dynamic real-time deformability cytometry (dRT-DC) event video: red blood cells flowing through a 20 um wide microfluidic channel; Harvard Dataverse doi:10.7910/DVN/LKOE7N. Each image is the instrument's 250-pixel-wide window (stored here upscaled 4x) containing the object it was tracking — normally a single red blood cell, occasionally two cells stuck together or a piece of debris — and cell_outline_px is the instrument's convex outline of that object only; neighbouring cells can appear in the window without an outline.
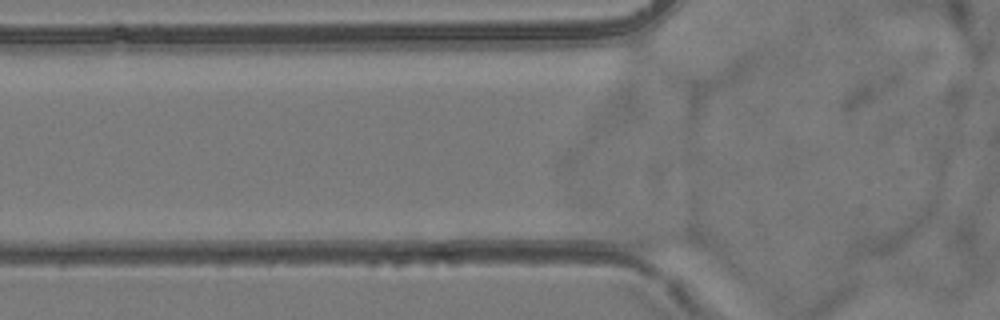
{"species": "common noctule bat (a hibernating species)", "species_latin": "Nyctalus noctula", "temperature_condition": "room temperature", "stored_images_in_passage": 4, "camera_frame_rate_fps": 3000, "um_per_image_px": 0.085, "animal": {"sex": "female", "body_mass_g": 24.6, "forearm_length_mm": 56.2}, "frame": {"image": 1, "passage_image": 2, "time_ms": 0.333, "image_size_px": [1000, 320], "cell_outline_px": [[708, 248], [652, 252], [648, 252], [636, 248], [628, 244], [616, 236], [608, 228], [608, 224], [616, 220], [692, 228], [708, 244]], "centroid_in_image_um": [55.85, 20.11], "position_along_channel_um": 70.0, "area_um2": 15.43}}